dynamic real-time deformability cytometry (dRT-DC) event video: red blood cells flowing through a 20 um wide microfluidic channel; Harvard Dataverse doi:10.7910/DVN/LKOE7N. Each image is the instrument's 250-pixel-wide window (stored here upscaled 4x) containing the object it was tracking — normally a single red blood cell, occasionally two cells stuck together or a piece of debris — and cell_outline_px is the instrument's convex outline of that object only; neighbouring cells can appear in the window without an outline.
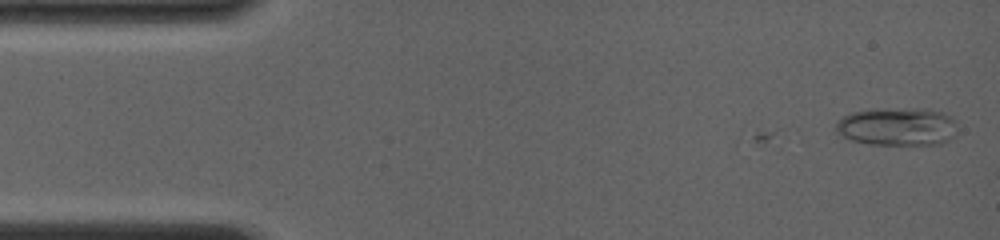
{"species": "common noctule bat (a hibernating species)", "species_latin": "Nyctalus noctula", "temperature_condition": "room temperature", "stored_images_in_passage": 6, "camera_frame_rate_fps": 4000, "um_per_image_px": 0.085, "animal": {"sex": "female", "body_mass_g": 19.0, "forearm_length_mm": 56.7}, "frame": {"image": 1, "passage_image": 6, "time_ms": 1.75, "image_size_px": [1000, 240], "cell_outline_px": [[956, 136], [944, 144], [872, 144], [852, 140], [836, 132], [836, 120], [852, 112], [916, 108], [924, 108], [944, 112], [952, 116]], "centroid_in_image_um": [76.32, 10.77], "position_along_channel_um": 8.7, "area_um2": 26.65}}